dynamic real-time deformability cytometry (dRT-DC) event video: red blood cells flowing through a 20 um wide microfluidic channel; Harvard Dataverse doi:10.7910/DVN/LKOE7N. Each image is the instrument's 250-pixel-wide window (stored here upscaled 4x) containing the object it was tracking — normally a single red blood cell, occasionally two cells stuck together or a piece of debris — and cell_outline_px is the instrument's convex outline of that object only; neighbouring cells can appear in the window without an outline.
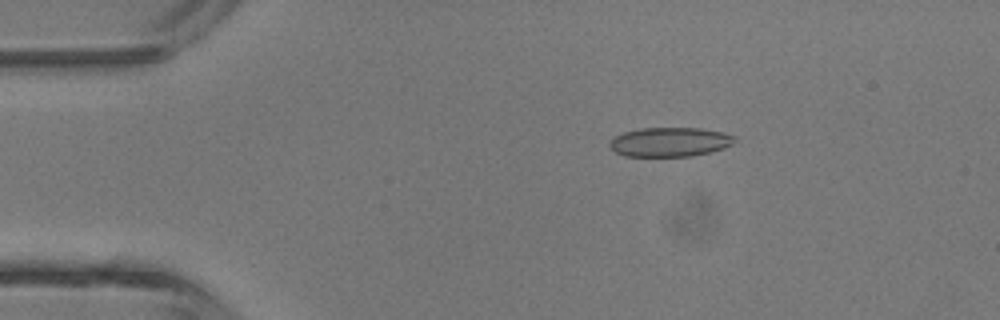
{"species": "common noctule bat (a hibernating species)", "species_latin": "Nyctalus noctula", "temperature_condition": "room temperature", "stored_images_in_passage": 4, "camera_frame_rate_fps": 3000, "um_per_image_px": 0.085, "animal": {"sex": "male", "body_mass_g": 13.3}, "frame": {"image": 1, "passage_image": 3, "time_ms": 2.333, "image_size_px": [1000, 320], "cell_outline_px": [[736, 140], [732, 144], [724, 148], [692, 156], [624, 156], [616, 152], [608, 144], [616, 136], [624, 132], [640, 128], [700, 128], [724, 132], [736, 136]], "centroid_in_image_um": [56.97, 12.06], "position_along_channel_um": 28.0, "area_um2": 21.27}}